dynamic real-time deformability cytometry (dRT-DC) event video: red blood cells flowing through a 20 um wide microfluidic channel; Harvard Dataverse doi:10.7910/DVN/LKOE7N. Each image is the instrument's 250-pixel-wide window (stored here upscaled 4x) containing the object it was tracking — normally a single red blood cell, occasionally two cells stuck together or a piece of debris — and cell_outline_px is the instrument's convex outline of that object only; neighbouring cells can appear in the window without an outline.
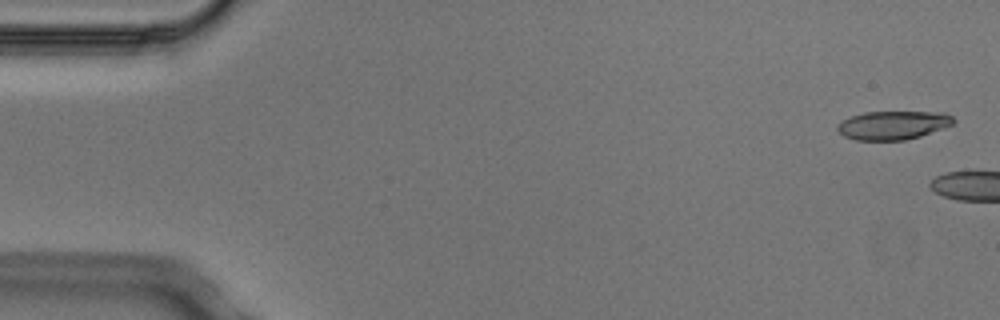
{"species": "Egyptian fruit bat (a non-hibernating species)", "species_latin": "Rousettus aegyptiacus", "temperature_condition": "cold", "stored_images_in_passage": 8, "camera_frame_rate_fps": 3000, "um_per_image_px": 0.085, "animal": {"sex": "male"}, "frame": {"image": 1, "passage_image": 1, "time_ms": 0.0, "image_size_px": [1000, 320], "cell_outline_px": [[956, 120], [952, 124], [920, 136], [904, 140], [856, 140], [844, 136], [836, 128], [836, 124], [852, 116], [864, 112], [944, 112], [952, 116]], "centroid_in_image_um": [75.89, 10.63], "position_along_channel_um": 9.1, "area_um2": 19.19}}
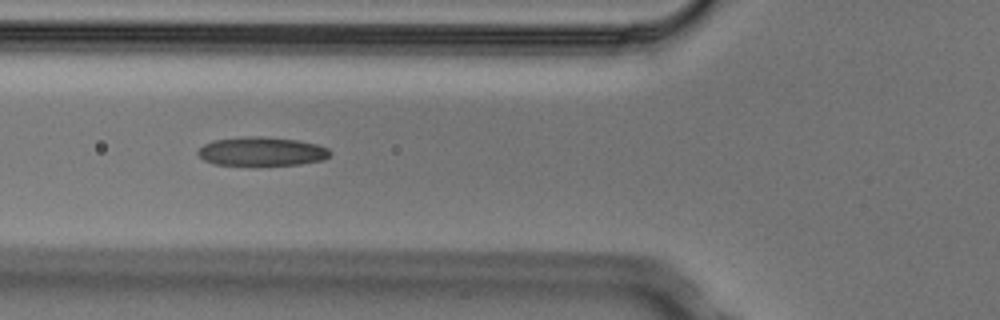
{"frame": {"image": 2, "passage_image": 7, "time_ms": 2.0, "image_size_px": [1000, 320], "cell_outline_px": [[332, 152], [324, 160], [300, 164], [252, 168], [212, 164], [204, 160], [196, 152], [204, 144], [212, 140], [244, 136], [260, 136], [300, 140], [316, 144], [328, 148]], "centroid_in_image_um": [22.22, 12.91], "position_along_channel_um": 103.6, "area_um2": 23.35}}